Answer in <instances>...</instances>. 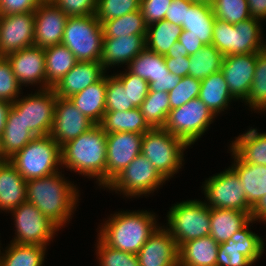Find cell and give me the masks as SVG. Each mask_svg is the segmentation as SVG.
<instances>
[{"label":"cell","mask_w":266,"mask_h":266,"mask_svg":"<svg viewBox=\"0 0 266 266\" xmlns=\"http://www.w3.org/2000/svg\"><path fill=\"white\" fill-rule=\"evenodd\" d=\"M26 189V201L34 204L58 228L70 221L79 200V191L60 171L27 180Z\"/></svg>","instance_id":"6da1fadb"},{"label":"cell","mask_w":266,"mask_h":266,"mask_svg":"<svg viewBox=\"0 0 266 266\" xmlns=\"http://www.w3.org/2000/svg\"><path fill=\"white\" fill-rule=\"evenodd\" d=\"M107 134L99 124L61 146V167L87 178H96L106 187Z\"/></svg>","instance_id":"7a4b0ae2"},{"label":"cell","mask_w":266,"mask_h":266,"mask_svg":"<svg viewBox=\"0 0 266 266\" xmlns=\"http://www.w3.org/2000/svg\"><path fill=\"white\" fill-rule=\"evenodd\" d=\"M146 211H121L105 221L98 237L108 246L137 254L159 227L156 216Z\"/></svg>","instance_id":"3957f363"},{"label":"cell","mask_w":266,"mask_h":266,"mask_svg":"<svg viewBox=\"0 0 266 266\" xmlns=\"http://www.w3.org/2000/svg\"><path fill=\"white\" fill-rule=\"evenodd\" d=\"M9 161L26 181L45 177L58 172L61 147L50 135L36 136Z\"/></svg>","instance_id":"277c9868"},{"label":"cell","mask_w":266,"mask_h":266,"mask_svg":"<svg viewBox=\"0 0 266 266\" xmlns=\"http://www.w3.org/2000/svg\"><path fill=\"white\" fill-rule=\"evenodd\" d=\"M189 145L164 128H151L143 134L141 154L169 180L182 168L183 152Z\"/></svg>","instance_id":"5b68a950"},{"label":"cell","mask_w":266,"mask_h":266,"mask_svg":"<svg viewBox=\"0 0 266 266\" xmlns=\"http://www.w3.org/2000/svg\"><path fill=\"white\" fill-rule=\"evenodd\" d=\"M103 28L96 15L68 17L61 43L77 61H100L103 47Z\"/></svg>","instance_id":"8992f818"},{"label":"cell","mask_w":266,"mask_h":266,"mask_svg":"<svg viewBox=\"0 0 266 266\" xmlns=\"http://www.w3.org/2000/svg\"><path fill=\"white\" fill-rule=\"evenodd\" d=\"M212 45L224 56L261 52L263 31L260 20L250 18L237 24L215 19Z\"/></svg>","instance_id":"52a82bcc"},{"label":"cell","mask_w":266,"mask_h":266,"mask_svg":"<svg viewBox=\"0 0 266 266\" xmlns=\"http://www.w3.org/2000/svg\"><path fill=\"white\" fill-rule=\"evenodd\" d=\"M166 229L175 238L178 247L183 243L210 234V208L199 200L175 204L167 214Z\"/></svg>","instance_id":"ba28073f"},{"label":"cell","mask_w":266,"mask_h":266,"mask_svg":"<svg viewBox=\"0 0 266 266\" xmlns=\"http://www.w3.org/2000/svg\"><path fill=\"white\" fill-rule=\"evenodd\" d=\"M215 114L199 98L189 100L182 106L171 109L163 128L183 139L189 147L208 129Z\"/></svg>","instance_id":"9c48e42d"},{"label":"cell","mask_w":266,"mask_h":266,"mask_svg":"<svg viewBox=\"0 0 266 266\" xmlns=\"http://www.w3.org/2000/svg\"><path fill=\"white\" fill-rule=\"evenodd\" d=\"M203 187L207 199L204 203L209 208L233 209L251 216L252 207L247 202L244 187L231 167L205 180Z\"/></svg>","instance_id":"30bf717a"},{"label":"cell","mask_w":266,"mask_h":266,"mask_svg":"<svg viewBox=\"0 0 266 266\" xmlns=\"http://www.w3.org/2000/svg\"><path fill=\"white\" fill-rule=\"evenodd\" d=\"M166 179L142 154L138 155L106 188L126 197H140L155 192Z\"/></svg>","instance_id":"8fae6325"},{"label":"cell","mask_w":266,"mask_h":266,"mask_svg":"<svg viewBox=\"0 0 266 266\" xmlns=\"http://www.w3.org/2000/svg\"><path fill=\"white\" fill-rule=\"evenodd\" d=\"M15 222L14 240L17 244L49 245L55 232L60 230L53 222L45 217L32 203L25 201L11 210Z\"/></svg>","instance_id":"7c38bea8"},{"label":"cell","mask_w":266,"mask_h":266,"mask_svg":"<svg viewBox=\"0 0 266 266\" xmlns=\"http://www.w3.org/2000/svg\"><path fill=\"white\" fill-rule=\"evenodd\" d=\"M57 96L53 88L38 90L34 94H28L17 98L12 103L21 113L22 121L35 136L50 135Z\"/></svg>","instance_id":"4fadbf2b"},{"label":"cell","mask_w":266,"mask_h":266,"mask_svg":"<svg viewBox=\"0 0 266 266\" xmlns=\"http://www.w3.org/2000/svg\"><path fill=\"white\" fill-rule=\"evenodd\" d=\"M252 222L253 219L229 240L219 244L216 266H252L261 258L265 243L249 229Z\"/></svg>","instance_id":"5bb4252c"},{"label":"cell","mask_w":266,"mask_h":266,"mask_svg":"<svg viewBox=\"0 0 266 266\" xmlns=\"http://www.w3.org/2000/svg\"><path fill=\"white\" fill-rule=\"evenodd\" d=\"M143 134L115 132L107 134L106 187L141 154Z\"/></svg>","instance_id":"9a60e30c"},{"label":"cell","mask_w":266,"mask_h":266,"mask_svg":"<svg viewBox=\"0 0 266 266\" xmlns=\"http://www.w3.org/2000/svg\"><path fill=\"white\" fill-rule=\"evenodd\" d=\"M34 12L0 15V57L34 45Z\"/></svg>","instance_id":"2e32d148"},{"label":"cell","mask_w":266,"mask_h":266,"mask_svg":"<svg viewBox=\"0 0 266 266\" xmlns=\"http://www.w3.org/2000/svg\"><path fill=\"white\" fill-rule=\"evenodd\" d=\"M94 125L69 98L57 97L50 136L60 147Z\"/></svg>","instance_id":"e0dca14e"},{"label":"cell","mask_w":266,"mask_h":266,"mask_svg":"<svg viewBox=\"0 0 266 266\" xmlns=\"http://www.w3.org/2000/svg\"><path fill=\"white\" fill-rule=\"evenodd\" d=\"M258 52L224 56L221 71L230 94L245 101L253 82Z\"/></svg>","instance_id":"ac0fdd59"},{"label":"cell","mask_w":266,"mask_h":266,"mask_svg":"<svg viewBox=\"0 0 266 266\" xmlns=\"http://www.w3.org/2000/svg\"><path fill=\"white\" fill-rule=\"evenodd\" d=\"M13 73L21 86L41 84L40 90L46 89V69L44 48L32 45L6 56Z\"/></svg>","instance_id":"d6986e66"},{"label":"cell","mask_w":266,"mask_h":266,"mask_svg":"<svg viewBox=\"0 0 266 266\" xmlns=\"http://www.w3.org/2000/svg\"><path fill=\"white\" fill-rule=\"evenodd\" d=\"M68 16L50 0H44L34 12V45L46 48L61 44Z\"/></svg>","instance_id":"ffe728a7"},{"label":"cell","mask_w":266,"mask_h":266,"mask_svg":"<svg viewBox=\"0 0 266 266\" xmlns=\"http://www.w3.org/2000/svg\"><path fill=\"white\" fill-rule=\"evenodd\" d=\"M136 255L139 266H179V247L164 226L155 230Z\"/></svg>","instance_id":"44dd1931"},{"label":"cell","mask_w":266,"mask_h":266,"mask_svg":"<svg viewBox=\"0 0 266 266\" xmlns=\"http://www.w3.org/2000/svg\"><path fill=\"white\" fill-rule=\"evenodd\" d=\"M106 73L100 61L83 62L77 64L63 76L53 87L55 94L60 98H70L81 92L91 84L99 81Z\"/></svg>","instance_id":"7402d4cb"},{"label":"cell","mask_w":266,"mask_h":266,"mask_svg":"<svg viewBox=\"0 0 266 266\" xmlns=\"http://www.w3.org/2000/svg\"><path fill=\"white\" fill-rule=\"evenodd\" d=\"M146 35H128L117 38H103L100 62L104 70L115 65H128L146 48Z\"/></svg>","instance_id":"603a6c76"},{"label":"cell","mask_w":266,"mask_h":266,"mask_svg":"<svg viewBox=\"0 0 266 266\" xmlns=\"http://www.w3.org/2000/svg\"><path fill=\"white\" fill-rule=\"evenodd\" d=\"M26 180L9 161H0V210L11 211L27 199Z\"/></svg>","instance_id":"cb8c5ba5"},{"label":"cell","mask_w":266,"mask_h":266,"mask_svg":"<svg viewBox=\"0 0 266 266\" xmlns=\"http://www.w3.org/2000/svg\"><path fill=\"white\" fill-rule=\"evenodd\" d=\"M234 163L231 168L237 173L248 204L253 208L266 195V165L243 162L233 151Z\"/></svg>","instance_id":"d4e9b609"},{"label":"cell","mask_w":266,"mask_h":266,"mask_svg":"<svg viewBox=\"0 0 266 266\" xmlns=\"http://www.w3.org/2000/svg\"><path fill=\"white\" fill-rule=\"evenodd\" d=\"M107 75L69 99L94 124H100L106 112Z\"/></svg>","instance_id":"484cf974"},{"label":"cell","mask_w":266,"mask_h":266,"mask_svg":"<svg viewBox=\"0 0 266 266\" xmlns=\"http://www.w3.org/2000/svg\"><path fill=\"white\" fill-rule=\"evenodd\" d=\"M250 220L251 216L247 212L233 209L210 208L209 235L219 244L226 242Z\"/></svg>","instance_id":"4316f807"},{"label":"cell","mask_w":266,"mask_h":266,"mask_svg":"<svg viewBox=\"0 0 266 266\" xmlns=\"http://www.w3.org/2000/svg\"><path fill=\"white\" fill-rule=\"evenodd\" d=\"M218 247L210 235L189 240L179 247V266H216Z\"/></svg>","instance_id":"83f0119b"},{"label":"cell","mask_w":266,"mask_h":266,"mask_svg":"<svg viewBox=\"0 0 266 266\" xmlns=\"http://www.w3.org/2000/svg\"><path fill=\"white\" fill-rule=\"evenodd\" d=\"M215 16L211 5L193 2L186 9L185 22L181 25L186 35H194L204 45H212Z\"/></svg>","instance_id":"f1b7e54d"},{"label":"cell","mask_w":266,"mask_h":266,"mask_svg":"<svg viewBox=\"0 0 266 266\" xmlns=\"http://www.w3.org/2000/svg\"><path fill=\"white\" fill-rule=\"evenodd\" d=\"M34 137L36 136L26 129L22 121V113L12 104L7 114L6 125L2 134L4 161L13 157Z\"/></svg>","instance_id":"f546056e"},{"label":"cell","mask_w":266,"mask_h":266,"mask_svg":"<svg viewBox=\"0 0 266 266\" xmlns=\"http://www.w3.org/2000/svg\"><path fill=\"white\" fill-rule=\"evenodd\" d=\"M200 100L216 115L226 110L232 100H236L228 89L226 80L220 70L201 80ZM230 102V103H229Z\"/></svg>","instance_id":"4dcf8cb0"},{"label":"cell","mask_w":266,"mask_h":266,"mask_svg":"<svg viewBox=\"0 0 266 266\" xmlns=\"http://www.w3.org/2000/svg\"><path fill=\"white\" fill-rule=\"evenodd\" d=\"M230 149L245 163L266 165V133H258L256 128L236 137Z\"/></svg>","instance_id":"1f68e13d"},{"label":"cell","mask_w":266,"mask_h":266,"mask_svg":"<svg viewBox=\"0 0 266 266\" xmlns=\"http://www.w3.org/2000/svg\"><path fill=\"white\" fill-rule=\"evenodd\" d=\"M46 89L53 88L76 64L74 54L62 43L44 48Z\"/></svg>","instance_id":"d6a6232c"},{"label":"cell","mask_w":266,"mask_h":266,"mask_svg":"<svg viewBox=\"0 0 266 266\" xmlns=\"http://www.w3.org/2000/svg\"><path fill=\"white\" fill-rule=\"evenodd\" d=\"M99 125L106 134L115 132L144 134L151 129L145 121L140 108H134L129 111L105 112Z\"/></svg>","instance_id":"836d02e7"},{"label":"cell","mask_w":266,"mask_h":266,"mask_svg":"<svg viewBox=\"0 0 266 266\" xmlns=\"http://www.w3.org/2000/svg\"><path fill=\"white\" fill-rule=\"evenodd\" d=\"M181 32V26L166 20L151 24L147 27L146 49L165 56L175 42L179 40Z\"/></svg>","instance_id":"e575fe53"},{"label":"cell","mask_w":266,"mask_h":266,"mask_svg":"<svg viewBox=\"0 0 266 266\" xmlns=\"http://www.w3.org/2000/svg\"><path fill=\"white\" fill-rule=\"evenodd\" d=\"M0 254V266H43L47 247L10 242Z\"/></svg>","instance_id":"d590c367"},{"label":"cell","mask_w":266,"mask_h":266,"mask_svg":"<svg viewBox=\"0 0 266 266\" xmlns=\"http://www.w3.org/2000/svg\"><path fill=\"white\" fill-rule=\"evenodd\" d=\"M126 67L127 71L145 79L148 83L155 82L156 78L167 77L170 73L164 56L148 49L141 51Z\"/></svg>","instance_id":"8d00e7d4"},{"label":"cell","mask_w":266,"mask_h":266,"mask_svg":"<svg viewBox=\"0 0 266 266\" xmlns=\"http://www.w3.org/2000/svg\"><path fill=\"white\" fill-rule=\"evenodd\" d=\"M103 38H117L128 35H146L147 25L141 10L124 16L102 21Z\"/></svg>","instance_id":"74e56055"},{"label":"cell","mask_w":266,"mask_h":266,"mask_svg":"<svg viewBox=\"0 0 266 266\" xmlns=\"http://www.w3.org/2000/svg\"><path fill=\"white\" fill-rule=\"evenodd\" d=\"M189 59V76L203 80L221 70L224 55L214 45H204Z\"/></svg>","instance_id":"f35d334b"},{"label":"cell","mask_w":266,"mask_h":266,"mask_svg":"<svg viewBox=\"0 0 266 266\" xmlns=\"http://www.w3.org/2000/svg\"><path fill=\"white\" fill-rule=\"evenodd\" d=\"M139 108L151 128H163L171 110L169 92L148 91Z\"/></svg>","instance_id":"ab89813d"},{"label":"cell","mask_w":266,"mask_h":266,"mask_svg":"<svg viewBox=\"0 0 266 266\" xmlns=\"http://www.w3.org/2000/svg\"><path fill=\"white\" fill-rule=\"evenodd\" d=\"M244 102L254 111L266 110V55L262 52H258L253 82Z\"/></svg>","instance_id":"60d3db41"},{"label":"cell","mask_w":266,"mask_h":266,"mask_svg":"<svg viewBox=\"0 0 266 266\" xmlns=\"http://www.w3.org/2000/svg\"><path fill=\"white\" fill-rule=\"evenodd\" d=\"M216 19L230 24L250 19L247 0H214L211 4Z\"/></svg>","instance_id":"b9f144b4"},{"label":"cell","mask_w":266,"mask_h":266,"mask_svg":"<svg viewBox=\"0 0 266 266\" xmlns=\"http://www.w3.org/2000/svg\"><path fill=\"white\" fill-rule=\"evenodd\" d=\"M105 105L106 112L129 111L136 108L129 104L128 90L124 89L122 81L115 74L107 75Z\"/></svg>","instance_id":"7bdbcfd3"},{"label":"cell","mask_w":266,"mask_h":266,"mask_svg":"<svg viewBox=\"0 0 266 266\" xmlns=\"http://www.w3.org/2000/svg\"><path fill=\"white\" fill-rule=\"evenodd\" d=\"M141 0H97V19L111 20L140 10Z\"/></svg>","instance_id":"ee69618b"},{"label":"cell","mask_w":266,"mask_h":266,"mask_svg":"<svg viewBox=\"0 0 266 266\" xmlns=\"http://www.w3.org/2000/svg\"><path fill=\"white\" fill-rule=\"evenodd\" d=\"M96 254L100 266H139L136 254L123 252L106 245L99 237Z\"/></svg>","instance_id":"f6af8a7d"},{"label":"cell","mask_w":266,"mask_h":266,"mask_svg":"<svg viewBox=\"0 0 266 266\" xmlns=\"http://www.w3.org/2000/svg\"><path fill=\"white\" fill-rule=\"evenodd\" d=\"M201 80L191 76L182 77L178 85L169 91L171 109L178 108L189 100L198 98Z\"/></svg>","instance_id":"bcb514c9"},{"label":"cell","mask_w":266,"mask_h":266,"mask_svg":"<svg viewBox=\"0 0 266 266\" xmlns=\"http://www.w3.org/2000/svg\"><path fill=\"white\" fill-rule=\"evenodd\" d=\"M21 89L10 62L6 57H0V100L14 103Z\"/></svg>","instance_id":"7dc6e473"},{"label":"cell","mask_w":266,"mask_h":266,"mask_svg":"<svg viewBox=\"0 0 266 266\" xmlns=\"http://www.w3.org/2000/svg\"><path fill=\"white\" fill-rule=\"evenodd\" d=\"M125 71L115 75L122 81L124 89L128 90L129 104L139 108L148 94L149 84L145 79L127 72V69Z\"/></svg>","instance_id":"c3c4849f"},{"label":"cell","mask_w":266,"mask_h":266,"mask_svg":"<svg viewBox=\"0 0 266 266\" xmlns=\"http://www.w3.org/2000/svg\"><path fill=\"white\" fill-rule=\"evenodd\" d=\"M68 17L95 15L97 0H50Z\"/></svg>","instance_id":"681fc988"},{"label":"cell","mask_w":266,"mask_h":266,"mask_svg":"<svg viewBox=\"0 0 266 266\" xmlns=\"http://www.w3.org/2000/svg\"><path fill=\"white\" fill-rule=\"evenodd\" d=\"M173 0H141L140 10L147 26L164 20Z\"/></svg>","instance_id":"f907efd6"},{"label":"cell","mask_w":266,"mask_h":266,"mask_svg":"<svg viewBox=\"0 0 266 266\" xmlns=\"http://www.w3.org/2000/svg\"><path fill=\"white\" fill-rule=\"evenodd\" d=\"M44 0H0V15L35 12Z\"/></svg>","instance_id":"816d5d0a"},{"label":"cell","mask_w":266,"mask_h":266,"mask_svg":"<svg viewBox=\"0 0 266 266\" xmlns=\"http://www.w3.org/2000/svg\"><path fill=\"white\" fill-rule=\"evenodd\" d=\"M193 2V0H173L166 11L164 20L181 26L185 22L186 9H189Z\"/></svg>","instance_id":"f5cc1de1"},{"label":"cell","mask_w":266,"mask_h":266,"mask_svg":"<svg viewBox=\"0 0 266 266\" xmlns=\"http://www.w3.org/2000/svg\"><path fill=\"white\" fill-rule=\"evenodd\" d=\"M166 66L168 70L176 76L185 77L189 76V65L190 59L189 56L183 57V55H174L172 57H164Z\"/></svg>","instance_id":"db71d44e"},{"label":"cell","mask_w":266,"mask_h":266,"mask_svg":"<svg viewBox=\"0 0 266 266\" xmlns=\"http://www.w3.org/2000/svg\"><path fill=\"white\" fill-rule=\"evenodd\" d=\"M181 77L173 75L171 72L167 74V77L156 78L155 82L148 83L149 91L153 92H169L175 88L180 82Z\"/></svg>","instance_id":"11a10c76"},{"label":"cell","mask_w":266,"mask_h":266,"mask_svg":"<svg viewBox=\"0 0 266 266\" xmlns=\"http://www.w3.org/2000/svg\"><path fill=\"white\" fill-rule=\"evenodd\" d=\"M178 41L185 46L188 56L193 55L204 46L199 38L194 35H186V30H182Z\"/></svg>","instance_id":"9f6ffc18"},{"label":"cell","mask_w":266,"mask_h":266,"mask_svg":"<svg viewBox=\"0 0 266 266\" xmlns=\"http://www.w3.org/2000/svg\"><path fill=\"white\" fill-rule=\"evenodd\" d=\"M250 17L266 20V0H247Z\"/></svg>","instance_id":"6f0895ef"},{"label":"cell","mask_w":266,"mask_h":266,"mask_svg":"<svg viewBox=\"0 0 266 266\" xmlns=\"http://www.w3.org/2000/svg\"><path fill=\"white\" fill-rule=\"evenodd\" d=\"M251 219L254 221H266V195H264L259 202L252 208Z\"/></svg>","instance_id":"680465c9"},{"label":"cell","mask_w":266,"mask_h":266,"mask_svg":"<svg viewBox=\"0 0 266 266\" xmlns=\"http://www.w3.org/2000/svg\"><path fill=\"white\" fill-rule=\"evenodd\" d=\"M12 103L0 100V134H3L6 120H7V114L9 112V109L11 108Z\"/></svg>","instance_id":"91938a15"},{"label":"cell","mask_w":266,"mask_h":266,"mask_svg":"<svg viewBox=\"0 0 266 266\" xmlns=\"http://www.w3.org/2000/svg\"><path fill=\"white\" fill-rule=\"evenodd\" d=\"M183 55V57H187L188 53L184 45H182L179 41H176L175 44L169 49L167 54L164 57H172L174 55Z\"/></svg>","instance_id":"94428289"},{"label":"cell","mask_w":266,"mask_h":266,"mask_svg":"<svg viewBox=\"0 0 266 266\" xmlns=\"http://www.w3.org/2000/svg\"><path fill=\"white\" fill-rule=\"evenodd\" d=\"M0 161H4V150L2 146V134H0Z\"/></svg>","instance_id":"6125c7cd"},{"label":"cell","mask_w":266,"mask_h":266,"mask_svg":"<svg viewBox=\"0 0 266 266\" xmlns=\"http://www.w3.org/2000/svg\"><path fill=\"white\" fill-rule=\"evenodd\" d=\"M193 1L198 2V3H206V4L211 5L214 0H193Z\"/></svg>","instance_id":"be15d7a7"},{"label":"cell","mask_w":266,"mask_h":266,"mask_svg":"<svg viewBox=\"0 0 266 266\" xmlns=\"http://www.w3.org/2000/svg\"><path fill=\"white\" fill-rule=\"evenodd\" d=\"M261 52L266 55V43H262V50Z\"/></svg>","instance_id":"e7e4bbea"}]
</instances>
